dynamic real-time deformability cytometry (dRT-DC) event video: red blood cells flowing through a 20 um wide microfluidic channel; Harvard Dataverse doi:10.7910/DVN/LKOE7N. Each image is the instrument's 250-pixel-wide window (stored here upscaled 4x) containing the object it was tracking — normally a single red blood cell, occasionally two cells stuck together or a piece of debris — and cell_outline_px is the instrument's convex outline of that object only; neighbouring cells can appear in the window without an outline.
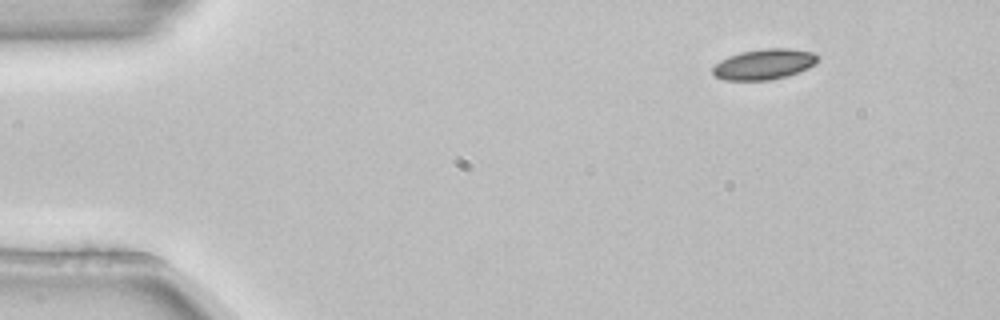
{"species": "common noctule bat (a hibernating species)", "species_latin": "Nyctalus noctula", "temperature_condition": "room temperature", "stored_images_in_passage": 5, "segment_of_instrument_passage": [2, 2], "camera_frame_rate_fps": 3000, "um_per_image_px": 0.085, "animal": {"sex": "female", "body_mass_g": 22.7, "forearm_length_mm": 54.2}, "frame": {"image": 1, "passage_image": 5, "time_ms": 1.333, "image_size_px": [1000, 320], "cell_outline_px": [[816, 64], [808, 68], [788, 76], [768, 80], [724, 80], [716, 76], [712, 72], [712, 68], [720, 60], [728, 56], [740, 52], [764, 48], [788, 48], [812, 52], [816, 56]], "centroid_in_image_um": [64.92, 5.46], "position_along_channel_um": 20.1, "area_um2": 18.61}}